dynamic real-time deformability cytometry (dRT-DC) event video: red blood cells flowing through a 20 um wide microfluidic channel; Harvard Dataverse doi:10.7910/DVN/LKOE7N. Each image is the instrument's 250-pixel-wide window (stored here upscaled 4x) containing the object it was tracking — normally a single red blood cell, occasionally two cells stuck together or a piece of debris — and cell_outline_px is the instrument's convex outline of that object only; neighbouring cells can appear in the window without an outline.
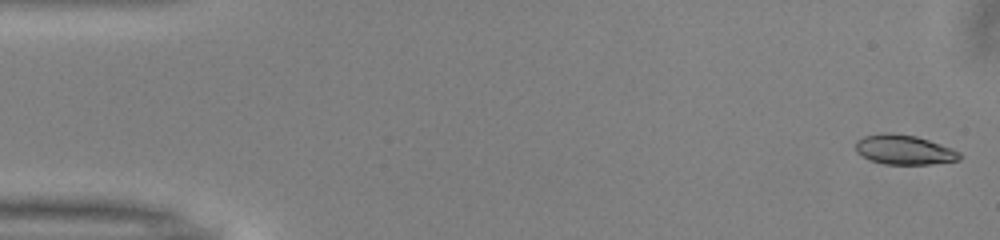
{"species": "common noctule bat (a hibernating species)", "species_latin": "Nyctalus noctula", "temperature_condition": "warm", "stored_images_in_passage": 51, "camera_frame_rate_fps": 3000, "um_per_image_px": 0.085, "animal": {"sex": "male", "body_mass_g": 13.0, "forearm_length_mm": 53.1}, "frame": {"image": 1, "passage_image": 1, "time_ms": 0.0, "image_size_px": [1000, 240], "cell_outline_px": [[960, 160], [932, 164], [884, 164], [872, 160], [856, 152], [856, 140], [864, 136], [884, 132], [888, 132], [916, 136], [952, 148], [960, 152]], "centroid_in_image_um": [76.85, 12.72], "position_along_channel_um": 8.1, "area_um2": 17.86}}
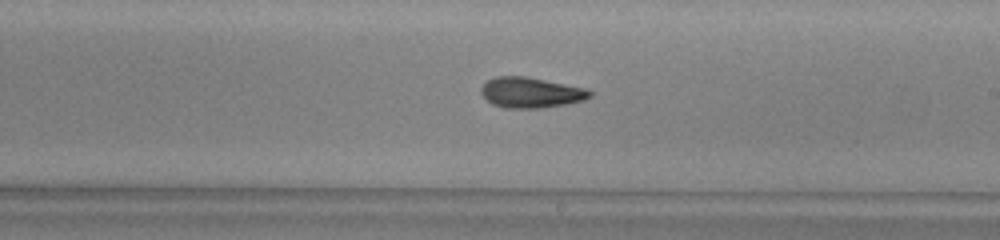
{"frame": {"image": 2, "passage_image": 29, "time_ms": 9.333, "image_size_px": [1000, 240], "cell_outline_px": [[592, 96], [584, 100], [564, 104], [540, 108], [504, 108], [492, 104], [480, 92], [480, 88], [488, 80], [496, 76], [524, 76], [588, 88], [592, 92]], "centroid_in_image_um": [45.13, 7.86], "position_along_channel_um": 243.9, "area_um2": 19.31}}
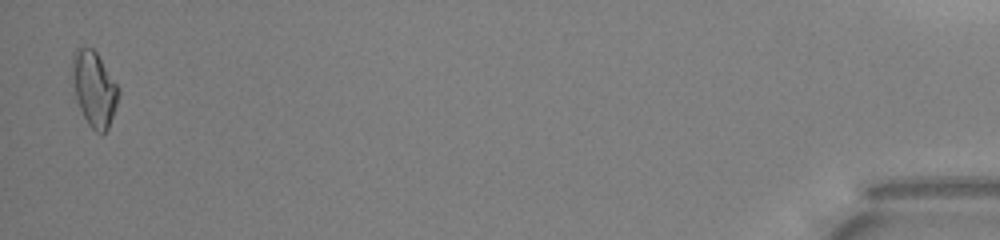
{"frame": {"image": 3, "passage_image": 50, "time_ms": 16.333, "image_size_px": [1000, 240], "cell_outline_px": [[120, 92], [108, 128], [100, 136], [88, 124], [80, 108], [68, 76], [72, 52], [76, 48], [92, 48], [96, 52], [120, 88]], "centroid_in_image_um": [7.94, 7.5], "position_along_channel_um": 427.3, "area_um2": 20.69}, "authors_computed_cell_mechanics": {"area_um2": 18.7272, "velocity_mm_per_s": 4.0092, "shape_relaxation_time_tau1_ms": null, "shape_relaxation_time_tau2_ms": 4.9016, "deformation_change_tau1": null, "deformation_change_tau2": 0.1413}}